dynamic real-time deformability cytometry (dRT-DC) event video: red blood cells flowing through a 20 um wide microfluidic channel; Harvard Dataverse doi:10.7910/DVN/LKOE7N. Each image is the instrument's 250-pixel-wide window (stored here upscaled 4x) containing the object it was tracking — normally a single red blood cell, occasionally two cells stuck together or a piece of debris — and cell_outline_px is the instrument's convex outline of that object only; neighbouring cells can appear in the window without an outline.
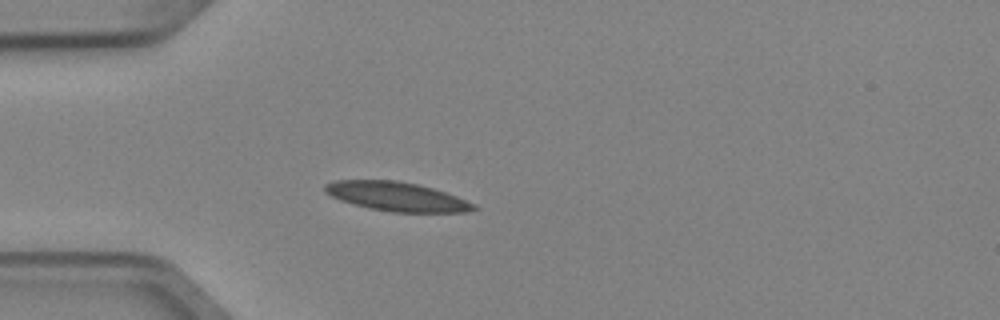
{"species": "Egyptian fruit bat (a non-hibernating species)", "species_latin": "Rousettus aegyptiacus", "temperature_condition": "cold", "stored_images_in_passage": 4, "camera_frame_rate_fps": 3000, "um_per_image_px": 0.085, "animal": {"sex": "female"}, "frame": {"image": 1, "passage_image": 4, "time_ms": 1.0, "image_size_px": [1000, 320], "cell_outline_px": [[480, 208], [464, 212], [392, 212], [368, 208], [340, 200], [324, 192], [324, 184], [336, 180], [396, 180], [416, 184], [432, 188], [456, 196], [476, 204]], "centroid_in_image_um": [33.71, 16.71], "position_along_channel_um": 51.3, "area_um2": 25.14}}